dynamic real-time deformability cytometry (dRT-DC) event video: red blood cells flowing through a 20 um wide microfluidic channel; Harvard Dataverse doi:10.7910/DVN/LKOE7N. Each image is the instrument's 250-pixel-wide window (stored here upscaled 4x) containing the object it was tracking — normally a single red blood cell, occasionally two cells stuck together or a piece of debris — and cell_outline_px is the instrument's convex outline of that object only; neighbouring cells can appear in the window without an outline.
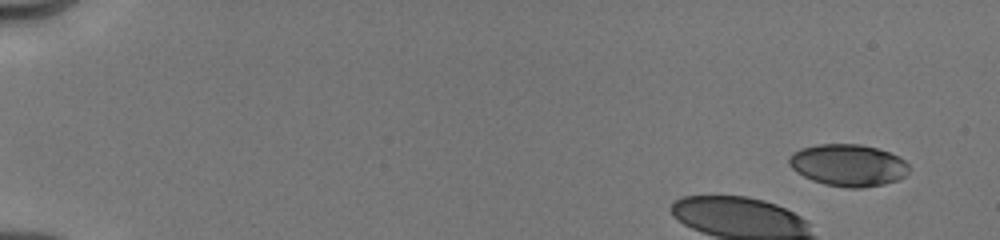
{"species": "human", "species_latin": "Homo sapiens", "temperature_condition": "cold", "stored_images_in_passage": 13, "camera_frame_rate_fps": 3000, "um_per_image_px": 0.085, "donor": {"sex": "male"}, "frame": {"image": 1, "passage_image": 1, "time_ms": 0.0, "image_size_px": [1000, 240], "cell_outline_px": [[908, 172], [904, 176], [896, 180], [884, 184], [864, 188], [848, 188], [824, 184], [812, 180], [796, 172], [788, 164], [788, 156], [792, 152], [800, 148], [816, 144], [860, 144], [876, 148], [900, 156], [908, 164]], "centroid_in_image_um": [72.06, 14.04], "position_along_channel_um": 12.9, "area_um2": 29.54}}
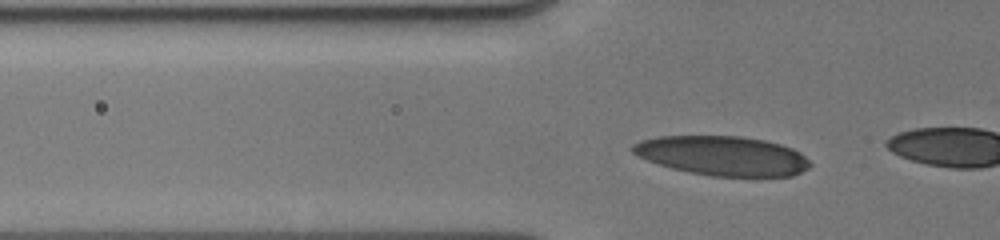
{"frame": {"image": 2, "passage_image": 11, "time_ms": 4.0, "image_size_px": [1000, 240], "cell_outline_px": [[812, 164], [808, 168], [792, 176], [712, 176], [688, 172], [672, 168], [648, 160], [632, 152], [632, 144], [640, 140], [656, 136], [740, 136], [764, 140], [780, 144], [792, 148], [800, 152]], "centroid_in_image_um": [61.42, 13.23], "position_along_channel_um": 64.4, "area_um2": 40.63}}